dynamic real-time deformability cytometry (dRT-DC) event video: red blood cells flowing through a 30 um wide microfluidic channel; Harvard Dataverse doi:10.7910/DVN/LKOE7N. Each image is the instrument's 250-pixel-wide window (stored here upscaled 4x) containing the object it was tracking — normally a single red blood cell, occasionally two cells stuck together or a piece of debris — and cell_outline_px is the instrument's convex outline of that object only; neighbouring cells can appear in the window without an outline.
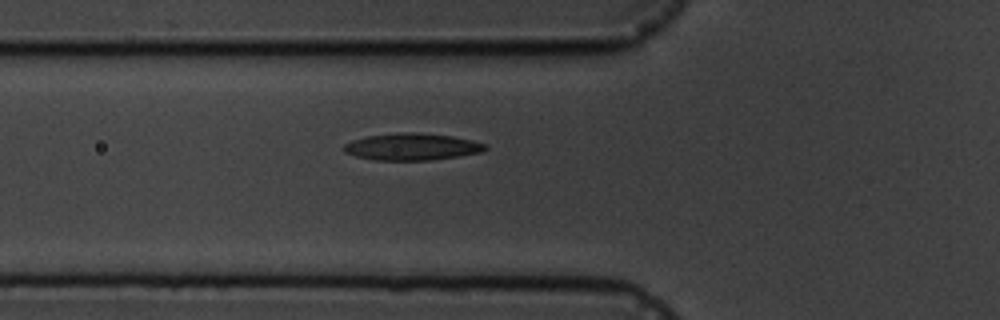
{"species": "common noctule bat (a hibernating species)", "species_latin": "Nyctalus noctula", "temperature_condition": "cold", "stored_images_in_passage": 6, "camera_frame_rate_fps": 3000, "um_per_image_px": 0.085, "animal": {"sex": "male", "body_mass_g": 19.5, "forearm_length_mm": 54.6}, "frame": {"image": 1, "passage_image": 6, "time_ms": 5.667, "image_size_px": [1000, 320], "cell_outline_px": [[488, 148], [480, 152], [456, 156], [428, 160], [376, 160], [356, 156], [344, 152], [340, 148], [344, 144], [352, 140], [368, 136], [400, 132], [420, 132], [452, 136], [472, 140], [488, 144]], "centroid_in_image_um": [34.99, 12.46], "position_along_channel_um": 90.8, "area_um2": 22.2}}